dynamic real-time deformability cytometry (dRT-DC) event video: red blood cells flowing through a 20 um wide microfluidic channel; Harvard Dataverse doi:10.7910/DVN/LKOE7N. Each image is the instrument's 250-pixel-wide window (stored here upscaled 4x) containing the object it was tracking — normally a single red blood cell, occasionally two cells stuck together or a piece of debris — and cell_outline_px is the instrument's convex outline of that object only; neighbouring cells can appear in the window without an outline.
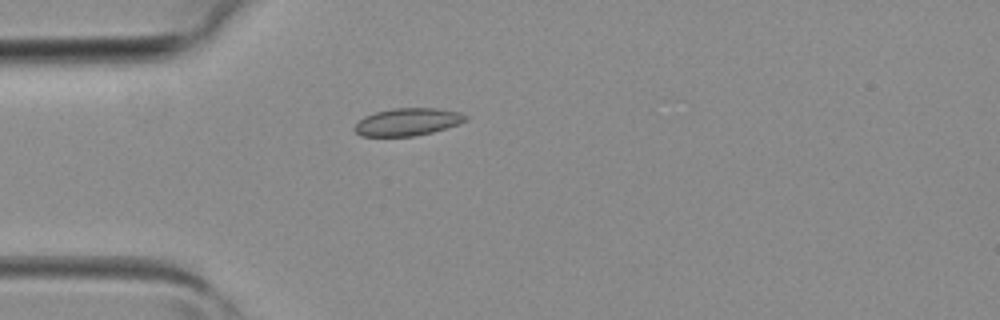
{"species": "common noctule bat (a hibernating species)", "species_latin": "Nyctalus noctula", "temperature_condition": "room temperature", "stored_images_in_passage": 3, "camera_frame_rate_fps": 3000, "um_per_image_px": 0.085, "animal": {"sex": "female", "body_mass_g": 19.3, "forearm_length_mm": 54.1}, "frame": {"image": 1, "passage_image": 3, "time_ms": 0.667, "image_size_px": [1000, 320], "cell_outline_px": [[468, 120], [432, 132], [416, 136], [360, 136], [352, 128], [364, 116], [376, 112], [392, 108], [436, 108], [460, 112], [468, 116]], "centroid_in_image_um": [34.63, 10.36], "position_along_channel_um": 50.4, "area_um2": 17.74}}